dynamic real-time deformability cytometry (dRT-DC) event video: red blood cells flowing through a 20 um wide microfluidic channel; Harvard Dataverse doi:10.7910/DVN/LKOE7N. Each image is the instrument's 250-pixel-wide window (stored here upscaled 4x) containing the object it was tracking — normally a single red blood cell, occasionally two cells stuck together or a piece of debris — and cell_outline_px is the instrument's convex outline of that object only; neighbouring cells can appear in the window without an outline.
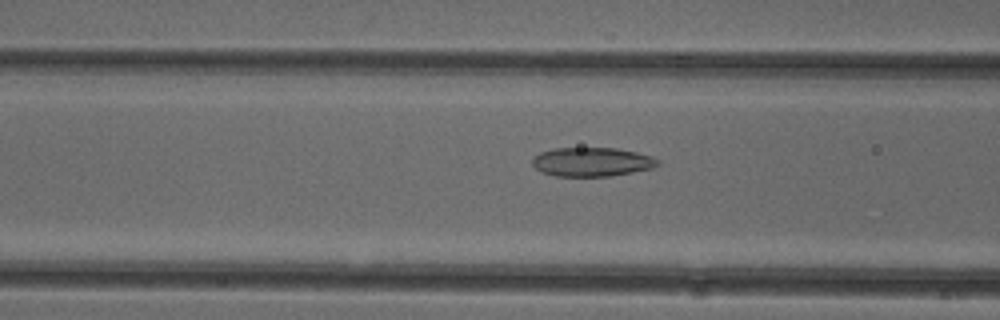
{"species": "common noctule bat (a hibernating species)", "species_latin": "Nyctalus noctula", "temperature_condition": "cold", "stored_images_in_passage": 51, "camera_frame_rate_fps": 3000, "um_per_image_px": 0.085, "animal": {"sex": "female"}, "frame": {"image": 1, "passage_image": 20, "time_ms": 6.333, "image_size_px": [1000, 320], "cell_outline_px": [[660, 164], [652, 168], [612, 176], [556, 176], [540, 172], [532, 164], [532, 156], [540, 152], [552, 148], [616, 148], [636, 152], [652, 156], [660, 160]], "centroid_in_image_um": [50.29, 13.76], "position_along_channel_um": 116.3, "area_um2": 21.39}}
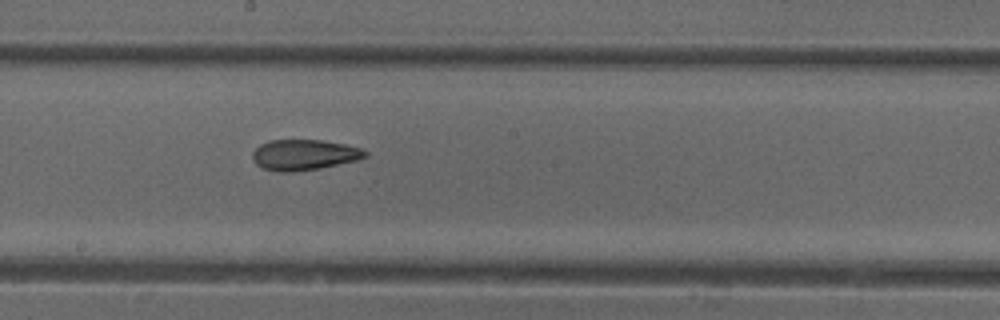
{"frame": {"image": 2, "passage_image": 28, "time_ms": 9.0, "image_size_px": [1000, 320], "cell_outline_px": [[368, 156], [356, 160], [320, 168], [292, 172], [280, 172], [264, 168], [256, 164], [252, 156], [252, 152], [260, 144], [268, 140], [320, 140], [344, 144], [360, 148], [368, 152]], "centroid_in_image_um": [25.83, 13.15], "position_along_channel_um": 222.4, "area_um2": 20.0}}
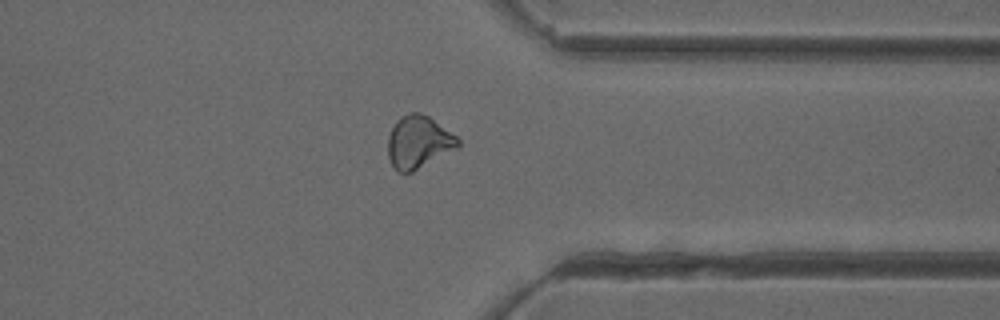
{"frame": {"image": 3, "passage_image": 40, "time_ms": 13.0, "image_size_px": [1000, 320], "cell_outline_px": [[460, 144], [456, 148], [412, 172], [400, 172], [392, 164], [388, 156], [388, 136], [396, 120], [400, 116], [412, 112], [420, 112], [428, 116], [456, 136], [460, 140]], "centroid_in_image_um": [35.55, 12.05], "position_along_channel_um": 375.8, "area_um2": 21.1}, "authors_computed_cell_mechanics": {"area_um2": 21.386, "velocity_mm_per_s": 3.9699, "shape_relaxation_time_tau1_ms": null, "shape_relaxation_time_tau2_ms": 2.6808, "deformation_change_tau1": null, "deformation_change_tau2": 0.1009}}